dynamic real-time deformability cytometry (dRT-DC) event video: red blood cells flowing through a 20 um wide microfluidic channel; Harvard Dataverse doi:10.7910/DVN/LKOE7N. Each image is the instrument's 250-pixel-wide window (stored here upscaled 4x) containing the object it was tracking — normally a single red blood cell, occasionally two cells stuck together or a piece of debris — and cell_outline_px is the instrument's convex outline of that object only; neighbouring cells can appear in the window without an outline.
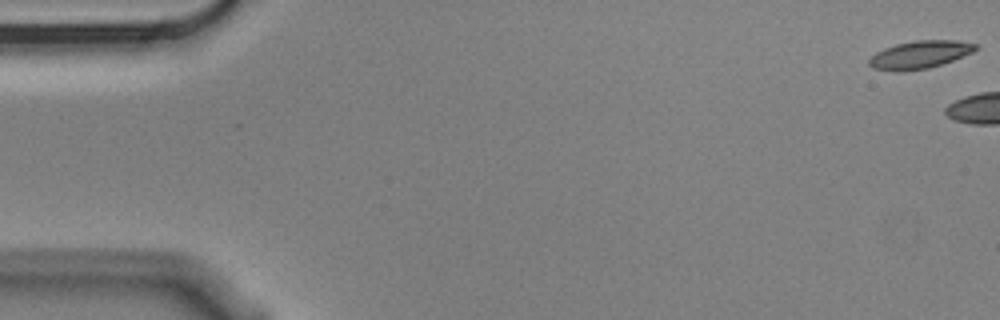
{"species": "Egyptian fruit bat (a non-hibernating species)", "species_latin": "Rousettus aegyptiacus", "temperature_condition": "cold", "stored_images_in_passage": 7, "camera_frame_rate_fps": 3000, "um_per_image_px": 0.085, "animal": {"sex": "male"}, "frame": {"image": 1, "passage_image": 1, "time_ms": 0.0, "image_size_px": [1000, 320], "cell_outline_px": [[980, 48], [972, 52], [952, 60], [928, 68], [900, 72], [896, 72], [872, 68], [868, 64], [868, 60], [876, 52], [884, 48], [896, 44], [916, 40], [956, 40], [976, 44]], "centroid_in_image_um": [78.15, 4.65], "position_along_channel_um": 6.8, "area_um2": 17.22}}
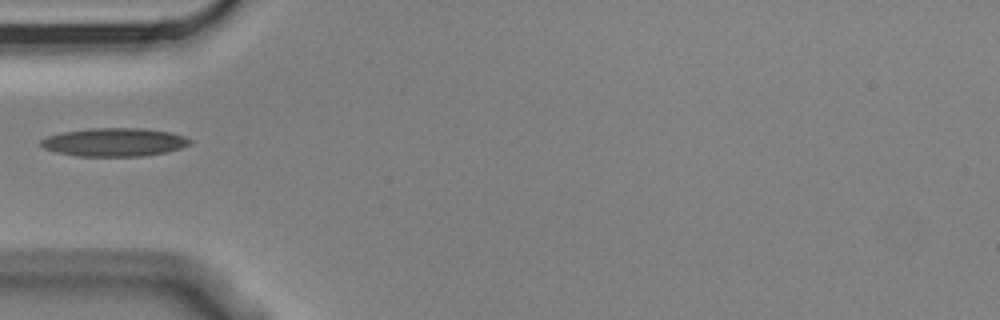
{"frame": {"image": 2, "passage_image": 7, "time_ms": 2.0, "image_size_px": [1000, 320], "cell_outline_px": [[192, 144], [168, 152], [144, 156], [76, 156], [56, 152], [44, 148], [40, 144], [40, 140], [48, 136], [60, 132], [88, 128], [144, 128], [172, 132], [184, 136], [192, 140]], "centroid_in_image_um": [9.74, 12.08], "position_along_channel_um": 75.3, "area_um2": 24.91}}